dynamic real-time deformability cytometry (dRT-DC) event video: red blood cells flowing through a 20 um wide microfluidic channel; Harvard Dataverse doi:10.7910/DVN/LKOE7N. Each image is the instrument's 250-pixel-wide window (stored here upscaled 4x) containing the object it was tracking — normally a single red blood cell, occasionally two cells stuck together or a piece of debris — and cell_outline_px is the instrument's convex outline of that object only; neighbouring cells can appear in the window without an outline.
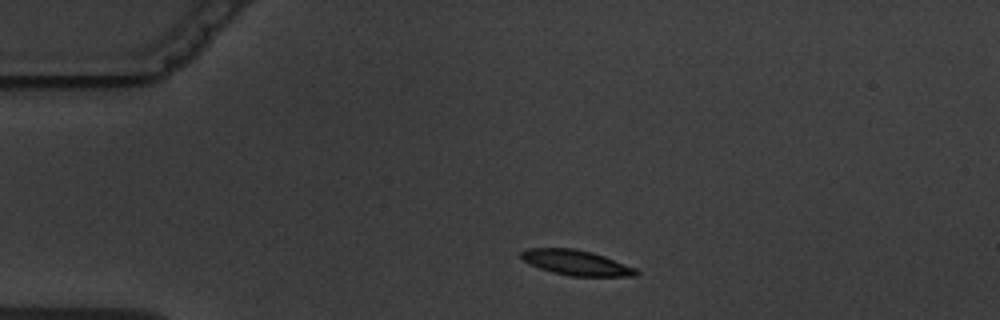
{"species": "common noctule bat (a hibernating species)", "species_latin": "Nyctalus noctula", "temperature_condition": "warm", "stored_images_in_passage": 2, "camera_frame_rate_fps": 3000, "um_per_image_px": 0.085, "animal": {"sex": "male", "body_mass_g": 19.5, "forearm_length_mm": 54.6}, "frame": {"image": 1, "passage_image": 1, "time_ms": 0.0, "image_size_px": [1000, 320], "cell_outline_px": [[640, 272], [636, 276], [572, 276], [552, 272], [540, 268], [524, 260], [520, 256], [520, 252], [528, 248], [576, 248], [592, 252], [604, 256], [636, 268]], "centroid_in_image_um": [49.0, 22.32], "position_along_channel_um": 36.0, "area_um2": 16.76}}